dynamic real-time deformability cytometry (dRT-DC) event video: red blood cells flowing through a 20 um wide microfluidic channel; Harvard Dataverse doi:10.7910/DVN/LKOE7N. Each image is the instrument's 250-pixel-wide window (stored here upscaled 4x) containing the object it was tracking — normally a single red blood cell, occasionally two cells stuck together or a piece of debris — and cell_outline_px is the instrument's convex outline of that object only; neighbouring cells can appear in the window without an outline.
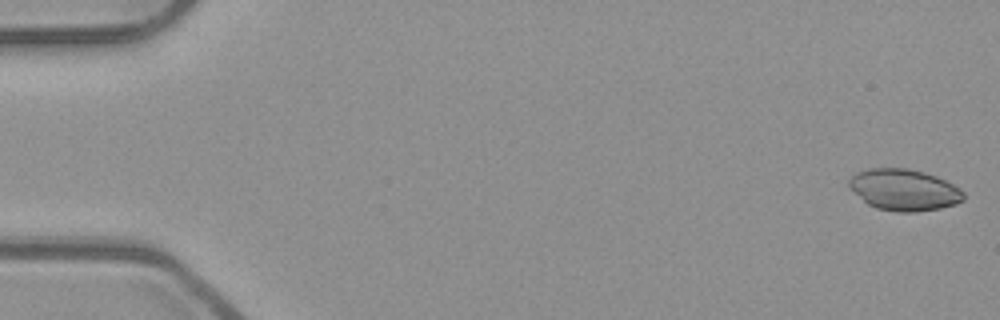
{"species": "common noctule bat (a hibernating species)", "species_latin": "Nyctalus noctula", "temperature_condition": "room temperature", "stored_images_in_passage": 52, "camera_frame_rate_fps": 3000, "um_per_image_px": 0.085, "animal": {"sex": "male", "body_mass_g": 23.1, "forearm_length_mm": 52.7}, "frame": {"image": 1, "passage_image": 1, "time_ms": 0.0, "image_size_px": [1000, 320], "cell_outline_px": [[964, 200], [956, 204], [940, 208], [916, 212], [896, 212], [876, 208], [868, 204], [848, 188], [848, 180], [856, 172], [868, 168], [908, 168], [924, 172], [936, 176], [960, 188], [964, 192]], "centroid_in_image_um": [76.82, 16.14], "position_along_channel_um": 8.2, "area_um2": 27.86}}
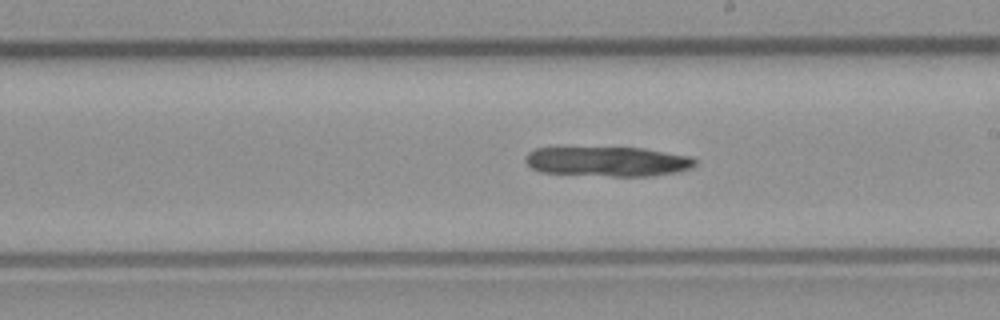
{"frame": {"image": 2, "passage_image": 30, "time_ms": 9.667, "image_size_px": [1000, 320], "cell_outline_px": [[696, 164], [688, 168], [676, 172], [652, 176], [612, 176], [540, 172], [532, 168], [524, 160], [528, 152], [536, 148], [644, 148], [692, 156], [696, 160]], "centroid_in_image_um": [51.67, 13.72], "position_along_channel_um": 237.3, "area_um2": 29.25}}
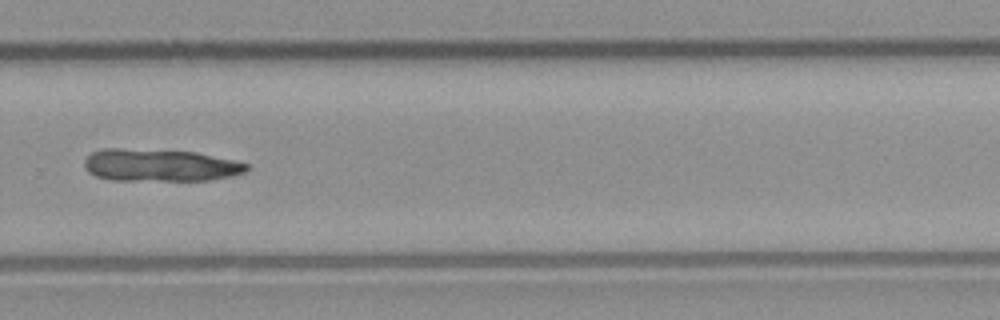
{"frame": {"image": 3, "passage_image": 36, "time_ms": 11.667, "image_size_px": [1000, 320], "cell_outline_px": [[248, 168], [244, 172], [232, 176], [208, 180], [108, 180], [96, 176], [88, 172], [84, 168], [84, 160], [92, 152], [104, 148], [120, 148], [196, 152], [232, 160], [248, 164]], "centroid_in_image_um": [13.54, 14.04], "position_along_channel_um": 316.3, "area_um2": 30.52}}